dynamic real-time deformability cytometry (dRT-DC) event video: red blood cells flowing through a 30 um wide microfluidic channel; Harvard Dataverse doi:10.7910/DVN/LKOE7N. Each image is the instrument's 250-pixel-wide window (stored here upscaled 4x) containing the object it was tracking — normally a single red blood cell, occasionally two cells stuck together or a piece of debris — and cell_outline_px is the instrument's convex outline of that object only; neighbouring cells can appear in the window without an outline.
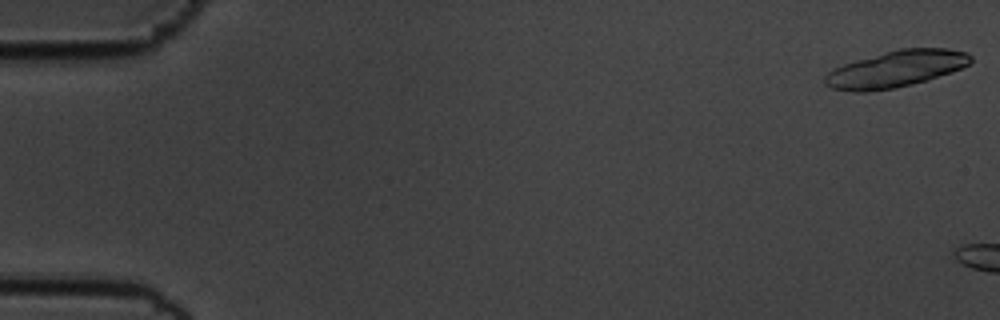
{"species": "common noctule bat (a hibernating species)", "species_latin": "Nyctalus noctula", "temperature_condition": "cold", "stored_images_in_passage": 5, "camera_frame_rate_fps": 3000, "um_per_image_px": 0.085, "animal": {"sex": "male", "body_mass_g": 19.5, "forearm_length_mm": 54.6}, "frame": {"image": 1, "passage_image": 1, "time_ms": 0.0, "image_size_px": [1000, 320], "cell_outline_px": [[972, 60], [968, 64], [952, 72], [912, 84], [896, 88], [868, 92], [852, 92], [832, 88], [824, 84], [824, 76], [832, 68], [856, 60], [884, 52], [900, 48], [948, 48], [968, 52], [972, 56]], "centroid_in_image_um": [76.13, 5.86], "position_along_channel_um": 8.9, "area_um2": 31.15}}